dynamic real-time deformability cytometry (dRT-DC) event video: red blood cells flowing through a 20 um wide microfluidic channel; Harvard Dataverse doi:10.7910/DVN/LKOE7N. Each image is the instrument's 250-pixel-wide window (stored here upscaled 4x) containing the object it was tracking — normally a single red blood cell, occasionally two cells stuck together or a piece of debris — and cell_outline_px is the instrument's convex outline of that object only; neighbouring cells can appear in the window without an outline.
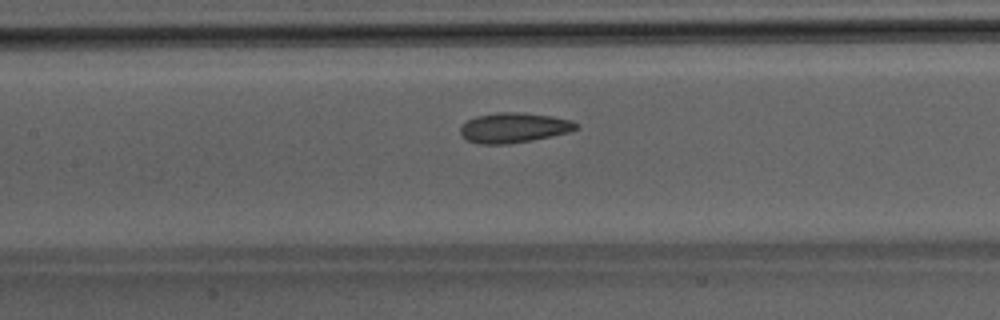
{"species": "Egyptian fruit bat (a non-hibernating species)", "species_latin": "Rousettus aegyptiacus", "temperature_condition": "room temperature", "stored_images_in_passage": 42, "camera_frame_rate_fps": 3000, "um_per_image_px": 0.085, "animal": {"sex": "male"}, "frame": {"image": 1, "passage_image": 16, "time_ms": 5.0, "image_size_px": [1000, 320], "cell_outline_px": [[580, 128], [572, 132], [532, 140], [504, 144], [480, 144], [468, 140], [460, 132], [460, 124], [476, 116], [496, 112], [524, 112], [552, 116], [572, 120]], "centroid_in_image_um": [43.7, 10.84], "position_along_channel_um": 163.7, "area_um2": 20.4}}
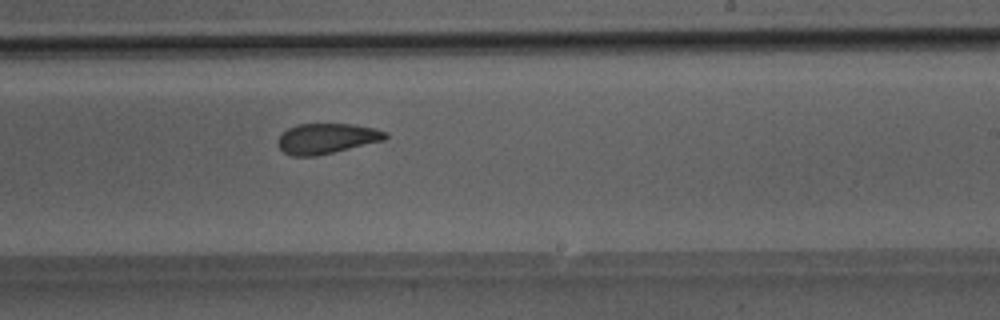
{"frame": {"image": 2, "passage_image": 23, "time_ms": 7.333, "image_size_px": [1000, 320], "cell_outline_px": [[388, 136], [384, 140], [316, 156], [292, 156], [284, 152], [276, 144], [276, 140], [288, 128], [296, 124], [352, 124], [372, 128], [388, 132]], "centroid_in_image_um": [27.73, 11.77], "position_along_channel_um": 261.3, "area_um2": 18.9}}
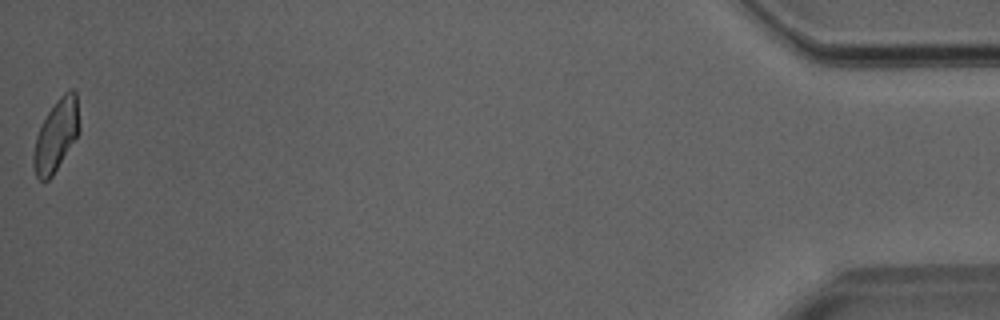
{"frame": {"image": 3, "passage_image": 42, "time_ms": 13.667, "image_size_px": [1000, 320], "cell_outline_px": [[80, 132], [52, 176], [48, 180], [40, 180], [36, 176], [32, 164], [32, 156], [36, 136], [48, 112], [56, 100], [68, 88], [72, 88], [76, 92], [80, 128]], "centroid_in_image_um": [4.78, 11.49], "position_along_channel_um": 430.4, "area_um2": 19.19}}